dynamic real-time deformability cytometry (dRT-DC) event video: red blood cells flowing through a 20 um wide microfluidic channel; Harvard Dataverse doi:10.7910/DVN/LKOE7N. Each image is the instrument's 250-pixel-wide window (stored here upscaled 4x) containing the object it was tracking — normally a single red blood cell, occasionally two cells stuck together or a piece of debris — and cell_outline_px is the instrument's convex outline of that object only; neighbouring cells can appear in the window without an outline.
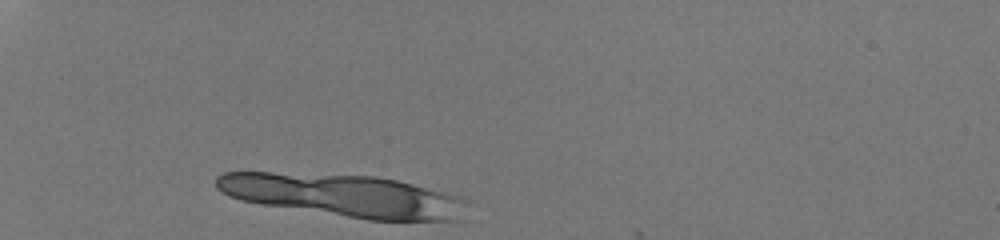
{"species": "human", "species_latin": "Homo sapiens", "temperature_condition": "room temperature", "stored_images_in_passage": 29, "segment_of_instrument_passage": [1, 2], "camera_frame_rate_fps": 3000, "um_per_image_px": 0.085, "donor": {"sex": "male"}, "frame": {"image": 1, "passage_image": 1, "time_ms": 0.0, "image_size_px": [1000, 240], "cell_outline_px": [[472, 200], [460, 220], [368, 220], [260, 204], [240, 200], [216, 188], [216, 176], [224, 172], [272, 172], [376, 176], [396, 180], [412, 184]], "centroid_in_image_um": [29.23, 16.63], "position_along_channel_um": 55.8, "area_um2": 62.25}}